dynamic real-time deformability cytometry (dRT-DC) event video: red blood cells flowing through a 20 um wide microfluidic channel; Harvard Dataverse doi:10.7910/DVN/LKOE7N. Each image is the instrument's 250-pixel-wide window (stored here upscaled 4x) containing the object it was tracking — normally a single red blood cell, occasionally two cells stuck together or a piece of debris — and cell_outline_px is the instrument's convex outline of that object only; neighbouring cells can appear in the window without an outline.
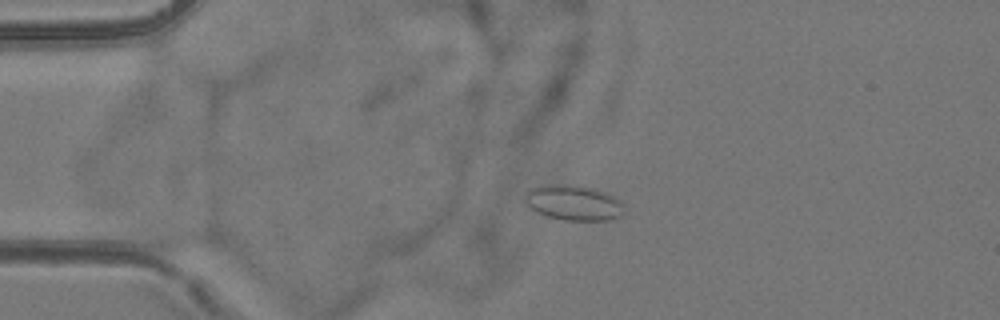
{"species": "common noctule bat (a hibernating species)", "species_latin": "Nyctalus noctula", "temperature_condition": "room temperature", "stored_images_in_passage": 56, "camera_frame_rate_fps": 3000, "um_per_image_px": 0.085, "animal": {"sex": "female", "body_mass_g": 24.6, "forearm_length_mm": 56.2}, "frame": {"image": 1, "passage_image": 14, "time_ms": 4.333, "image_size_px": [1000, 320], "cell_outline_px": [[624, 212], [620, 216], [608, 220], [564, 220], [548, 216], [532, 208], [524, 200], [524, 192], [528, 188], [540, 184], [576, 184], [592, 188], [604, 192], [620, 200], [624, 204]], "centroid_in_image_um": [48.73, 17.2], "position_along_channel_um": 36.3, "area_um2": 20.58}}
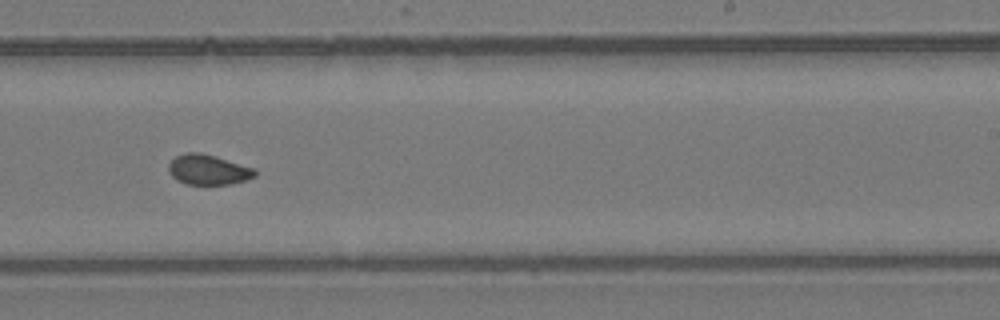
{"frame": {"image": 2, "passage_image": 35, "time_ms": 11.333, "image_size_px": [1000, 320], "cell_outline_px": [[256, 176], [244, 180], [228, 184], [184, 184], [176, 180], [168, 172], [168, 164], [176, 156], [184, 152], [200, 152], [216, 156], [256, 168]], "centroid_in_image_um": [17.68, 14.41], "position_along_channel_um": 271.3, "area_um2": 15.32}}
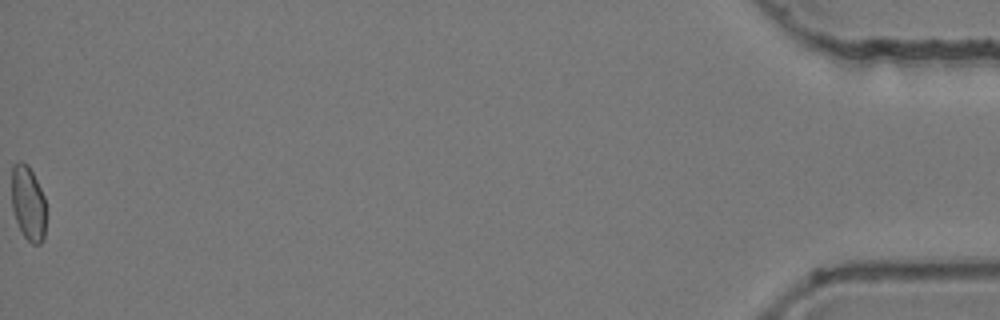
{"frame": {"image": 3, "passage_image": 56, "time_ms": 18.333, "image_size_px": [1000, 320], "cell_outline_px": [[44, 236], [40, 244], [32, 244], [24, 236], [16, 220], [12, 208], [12, 164], [20, 160], [28, 164], [44, 196]], "centroid_in_image_um": [2.36, 17.23], "position_along_channel_um": 432.8, "area_um2": 14.74}, "authors_computed_cell_mechanics": {"area_um2": 15.317, "velocity_mm_per_s": 3.8572, "shape_relaxation_time_tau1_ms": 10.5576, "shape_relaxation_time_tau2_ms": 1.1983, "deformation_change_tau1": 0.0885, "deformation_change_tau2": 0.0276}}